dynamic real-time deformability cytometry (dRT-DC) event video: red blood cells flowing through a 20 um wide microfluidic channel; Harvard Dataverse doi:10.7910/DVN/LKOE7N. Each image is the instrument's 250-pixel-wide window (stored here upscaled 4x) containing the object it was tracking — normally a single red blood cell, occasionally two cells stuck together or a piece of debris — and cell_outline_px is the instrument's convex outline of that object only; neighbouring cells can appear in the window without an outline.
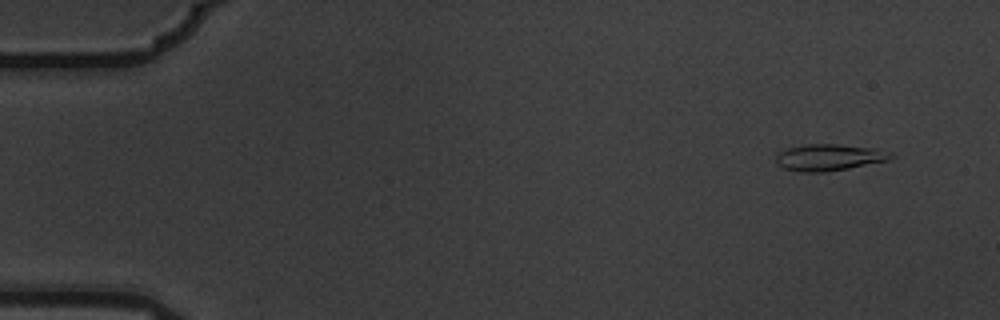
{"species": "common noctule bat (a hibernating species)", "species_latin": "Nyctalus noctula", "temperature_condition": "warm", "stored_images_in_passage": 10, "camera_frame_rate_fps": 3000, "um_per_image_px": 0.085, "animal": {"sex": "male", "body_mass_g": 19.5, "forearm_length_mm": 54.6}, "frame": {"image": 1, "passage_image": 1, "time_ms": 0.0, "image_size_px": [1000, 320], "cell_outline_px": [[892, 156], [888, 160], [848, 168], [824, 172], [800, 172], [784, 168], [776, 164], [776, 156], [780, 152], [788, 148], [804, 144], [836, 144], [872, 148], [892, 152]], "centroid_in_image_um": [70.43, 13.38], "position_along_channel_um": 14.6, "area_um2": 17.57}}
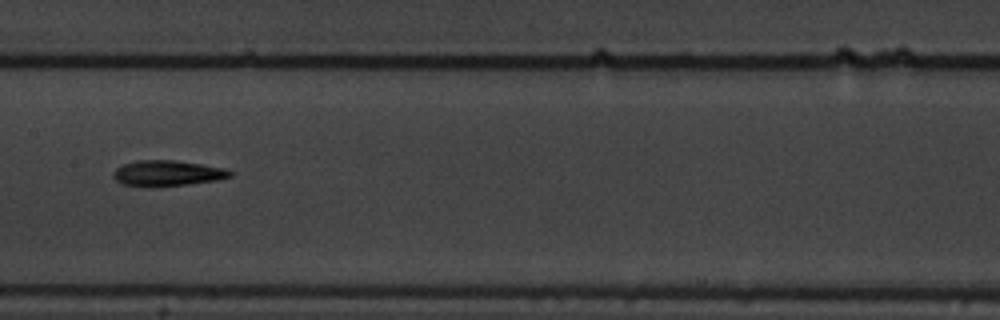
{"frame": {"image": 2, "passage_image": 7, "time_ms": 2.0, "image_size_px": [1000, 320], "cell_outline_px": [[232, 176], [216, 180], [188, 184], [124, 184], [116, 180], [112, 176], [112, 172], [116, 168], [124, 164], [136, 160], [172, 160], [200, 164], [224, 168], [232, 172]], "centroid_in_image_um": [14.24, 14.68], "position_along_channel_um": 193.2, "area_um2": 16.59}}
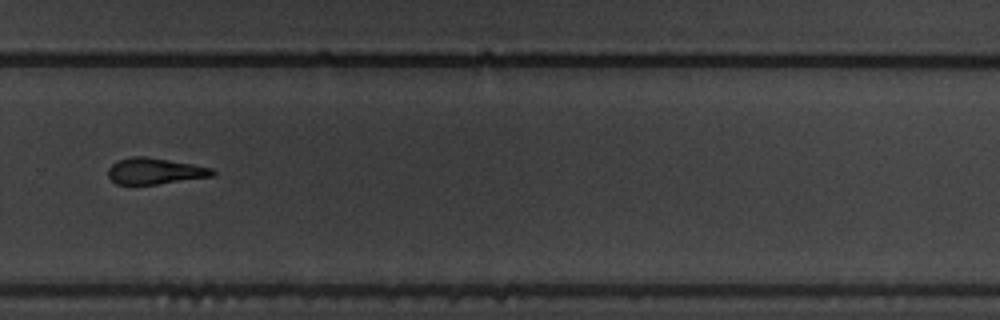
{"frame": {"image": 3, "passage_image": 10, "time_ms": 3.0, "image_size_px": [1000, 320], "cell_outline_px": [[216, 172], [212, 176], [156, 184], [116, 184], [108, 176], [108, 168], [112, 164], [120, 160], [132, 156], [144, 156], [192, 164], [212, 168]], "centroid_in_image_um": [13.14, 14.54], "position_along_channel_um": 316.7, "area_um2": 15.66}}